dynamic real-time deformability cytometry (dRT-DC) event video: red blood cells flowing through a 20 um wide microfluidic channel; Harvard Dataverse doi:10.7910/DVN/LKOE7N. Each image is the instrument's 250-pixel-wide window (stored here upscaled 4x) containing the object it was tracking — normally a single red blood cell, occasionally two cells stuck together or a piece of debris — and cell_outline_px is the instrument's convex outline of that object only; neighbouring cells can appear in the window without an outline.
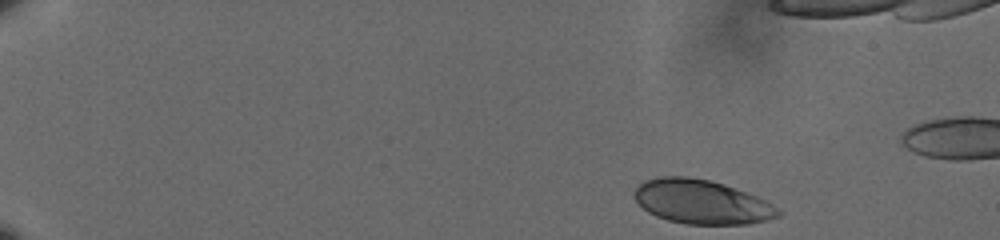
{"species": "human", "species_latin": "Homo sapiens", "temperature_condition": "cold", "stored_images_in_passage": 47, "camera_frame_rate_fps": 3000, "um_per_image_px": 0.085, "donor": {"sex": "male"}, "frame": {"image": 1, "passage_image": 1, "time_ms": 0.0, "image_size_px": [1000, 240], "cell_outline_px": [[784, 212], [780, 216], [768, 220], [748, 224], [688, 224], [668, 220], [656, 216], [648, 212], [636, 200], [636, 188], [644, 180], [660, 176], [688, 176], [708, 180], [724, 184], [756, 196], [764, 200]], "centroid_in_image_um": [59.66, 17.16], "position_along_channel_um": 25.3, "area_um2": 36.76}}
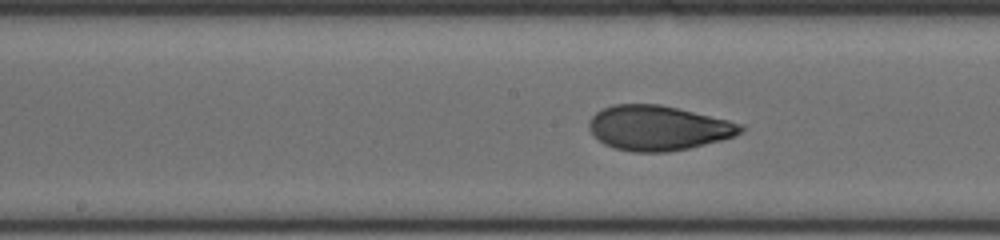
{"frame": {"image": 2, "passage_image": 24, "time_ms": 7.667, "image_size_px": [1000, 240], "cell_outline_px": [[744, 128], [736, 136], [688, 148], [668, 152], [632, 152], [612, 148], [604, 144], [588, 128], [588, 120], [596, 112], [612, 104], [660, 104], [728, 120], [744, 124]], "centroid_in_image_um": [55.92, 10.88], "position_along_channel_um": 192.3, "area_um2": 39.54}}
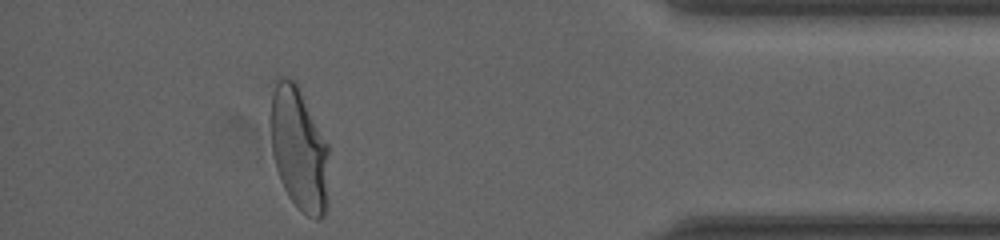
{"frame": {"image": 3, "passage_image": 43, "time_ms": 14.0, "image_size_px": [1000, 240], "cell_outline_px": [[328, 152], [324, 216], [320, 220], [316, 220], [308, 216], [288, 196], [280, 180], [276, 168], [272, 152], [268, 120], [268, 116], [272, 92], [276, 76], [284, 76], [292, 80], [296, 84], [328, 144]], "centroid_in_image_um": [25.34, 12.6], "position_along_channel_um": 409.9, "area_um2": 41.73}, "authors_computed_cell_mechanics": {"area_um2": 38.8994, "velocity_mm_per_s": 3.6011, "shape_relaxation_time_tau1_ms": 5.2415, "shape_relaxation_time_tau2_ms": null, "deformation_change_tau1": 0.1806, "deformation_change_tau2": null}}